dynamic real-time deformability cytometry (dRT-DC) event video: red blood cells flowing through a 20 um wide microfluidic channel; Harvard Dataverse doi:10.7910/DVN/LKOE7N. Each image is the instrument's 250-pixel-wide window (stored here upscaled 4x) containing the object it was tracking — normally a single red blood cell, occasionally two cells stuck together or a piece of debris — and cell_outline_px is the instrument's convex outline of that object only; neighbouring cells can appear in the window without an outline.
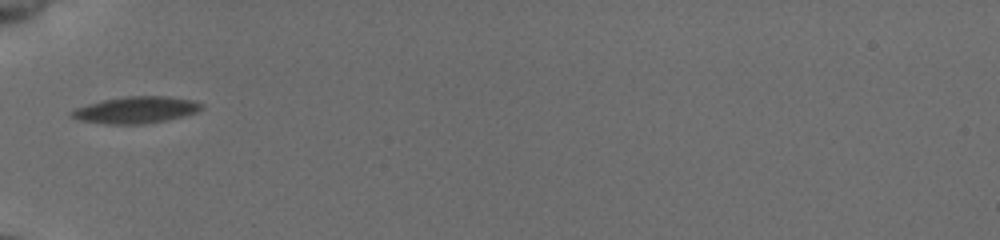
{"species": "common noctule bat (a hibernating species)", "species_latin": "Nyctalus noctula", "temperature_condition": "cold", "stored_images_in_passage": 33, "camera_frame_rate_fps": 3000, "um_per_image_px": 0.085, "animal": {"sex": "female", "body_mass_g": 19.5, "forearm_length_mm": 54.1}, "frame": {"image": 1, "passage_image": 1, "time_ms": 0.0, "image_size_px": [1000, 240], "cell_outline_px": [[204, 108], [196, 112], [168, 120], [144, 124], [108, 124], [84, 120], [68, 116], [68, 112], [72, 108], [104, 100], [124, 96], [168, 96], [192, 100], [204, 104]], "centroid_in_image_um": [11.55, 9.34], "position_along_channel_um": 73.5, "area_um2": 20.29}}
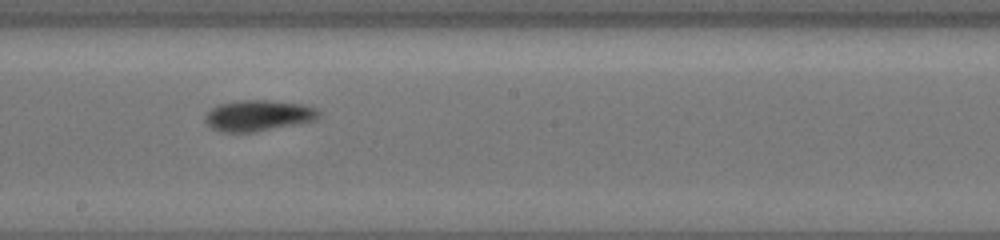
{"frame": {"image": 2, "passage_image": 13, "time_ms": 4.0, "image_size_px": [1000, 240], "cell_outline_px": [[320, 116], [316, 120], [300, 124], [252, 132], [224, 132], [212, 128], [204, 120], [204, 116], [216, 104], [240, 100], [268, 100], [300, 104], [316, 108], [320, 112]], "centroid_in_image_um": [21.96, 9.82], "position_along_channel_um": 226.2, "area_um2": 20.58}}
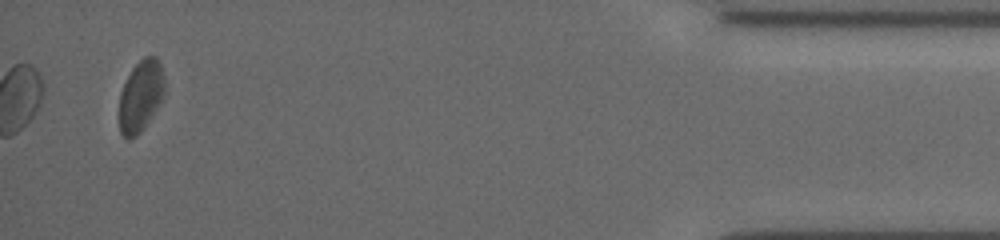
{"frame": {"image": 3, "passage_image": 33, "time_ms": 10.667, "image_size_px": [1000, 240], "cell_outline_px": [[164, 96], [140, 132], [136, 136], [128, 140], [120, 132], [120, 92], [132, 68], [144, 56], [156, 56], [160, 64], [164, 76]], "centroid_in_image_um": [11.96, 8.13], "position_along_channel_um": 423.2, "area_um2": 18.55}, "authors_computed_cell_mechanics": {"area_um2": 19.652, "velocity_mm_per_s": 3.8753, "shape_relaxation_time_tau1_ms": 1.4435, "shape_relaxation_time_tau2_ms": 4.9473, "deformation_change_tau1": 0.1044, "deformation_change_tau2": 0.0841}}